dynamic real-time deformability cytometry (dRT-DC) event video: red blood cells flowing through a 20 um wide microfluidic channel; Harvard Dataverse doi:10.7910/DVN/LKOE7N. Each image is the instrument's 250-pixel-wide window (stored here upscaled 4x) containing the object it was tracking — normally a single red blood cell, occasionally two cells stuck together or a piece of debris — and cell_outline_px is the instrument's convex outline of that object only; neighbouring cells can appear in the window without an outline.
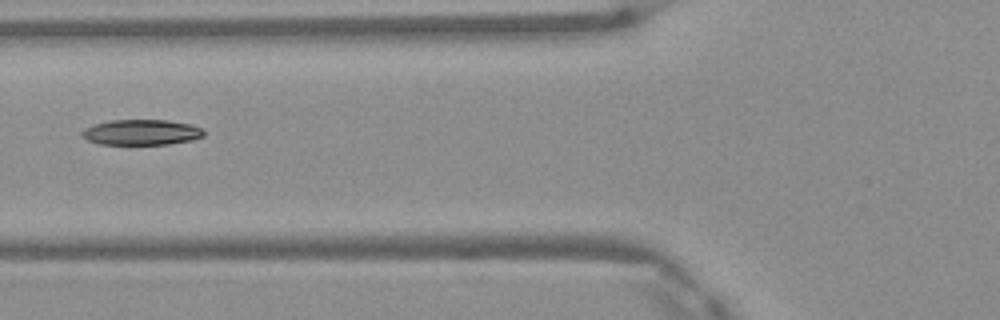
{"species": "Egyptian fruit bat (a non-hibernating species)", "species_latin": "Rousettus aegyptiacus", "temperature_condition": "warm", "stored_images_in_passage": 4, "camera_frame_rate_fps": 3000, "um_per_image_px": 0.085, "frame": {"image": 1, "passage_image": 4, "time_ms": 1.0, "image_size_px": [1000, 320], "cell_outline_px": [[204, 136], [192, 140], [168, 144], [100, 144], [88, 140], [80, 132], [84, 128], [108, 120], [168, 120], [192, 124], [200, 128], [204, 132]], "centroid_in_image_um": [12.04, 11.24], "position_along_channel_um": 113.8, "area_um2": 18.03}}